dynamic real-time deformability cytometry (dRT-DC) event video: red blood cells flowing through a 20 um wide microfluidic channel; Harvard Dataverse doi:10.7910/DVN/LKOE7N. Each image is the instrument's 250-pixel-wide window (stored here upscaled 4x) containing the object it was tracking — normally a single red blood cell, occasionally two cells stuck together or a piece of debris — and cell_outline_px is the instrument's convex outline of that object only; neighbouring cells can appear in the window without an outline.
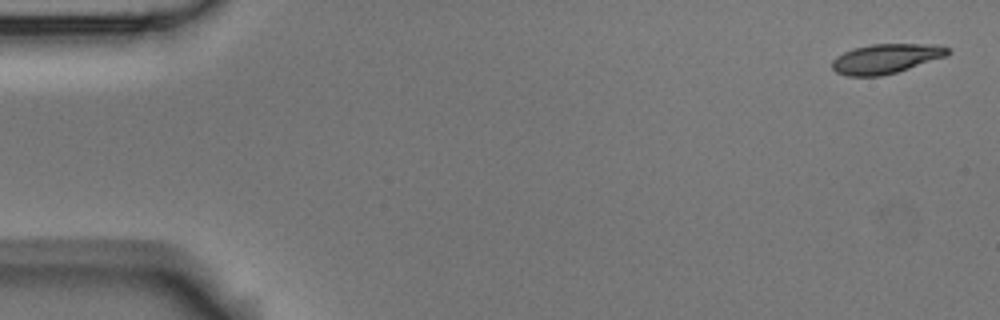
{"species": "Egyptian fruit bat (a non-hibernating species)", "species_latin": "Rousettus aegyptiacus", "temperature_condition": "room temperature", "stored_images_in_passage": 4, "camera_frame_rate_fps": 3000, "um_per_image_px": 0.085, "animal": {"sex": "male"}, "frame": {"image": 1, "passage_image": 1, "time_ms": 0.0, "image_size_px": [1000, 320], "cell_outline_px": [[952, 52], [948, 56], [896, 72], [880, 76], [848, 76], [836, 72], [832, 68], [832, 60], [836, 56], [852, 48], [872, 44], [936, 44], [952, 48]], "centroid_in_image_um": [75.35, 4.97], "position_along_channel_um": 9.7, "area_um2": 20.17}}
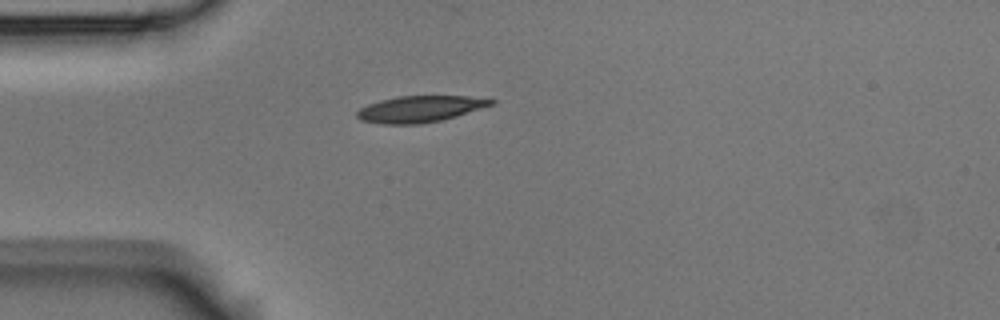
{"frame": {"image": 2, "passage_image": 4, "time_ms": 1.0, "image_size_px": [1000, 320], "cell_outline_px": [[496, 104], [456, 116], [440, 120], [420, 124], [380, 124], [360, 120], [356, 116], [356, 112], [360, 108], [368, 104], [380, 100], [396, 96], [468, 96], [496, 100]], "centroid_in_image_um": [35.69, 9.26], "position_along_channel_um": 49.3, "area_um2": 20.69}}